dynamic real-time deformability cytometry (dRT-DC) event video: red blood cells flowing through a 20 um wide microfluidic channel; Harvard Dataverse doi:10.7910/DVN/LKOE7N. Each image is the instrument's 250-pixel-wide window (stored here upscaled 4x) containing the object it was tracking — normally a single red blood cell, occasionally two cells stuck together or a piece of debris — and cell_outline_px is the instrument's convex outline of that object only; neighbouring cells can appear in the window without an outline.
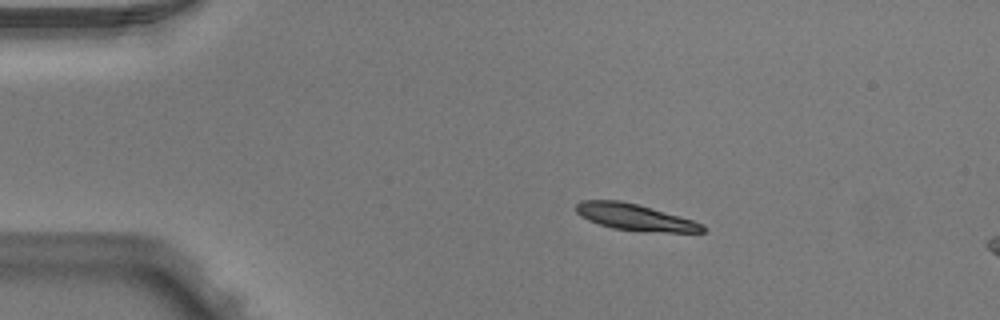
{"species": "Egyptian fruit bat (a non-hibernating species)", "species_latin": "Rousettus aegyptiacus", "temperature_condition": "warm", "stored_images_in_passage": 3, "camera_frame_rate_fps": 3000, "um_per_image_px": 0.085, "animal": {"sex": "male"}, "frame": {"image": 1, "passage_image": 1, "time_ms": 0.0, "image_size_px": [1000, 320], "cell_outline_px": [[708, 228], [704, 232], [668, 232], [612, 228], [588, 220], [580, 216], [576, 212], [576, 204], [580, 200], [620, 200], [652, 208], [692, 220], [704, 224]], "centroid_in_image_um": [53.97, 18.45], "position_along_channel_um": 31.0, "area_um2": 19.25}}